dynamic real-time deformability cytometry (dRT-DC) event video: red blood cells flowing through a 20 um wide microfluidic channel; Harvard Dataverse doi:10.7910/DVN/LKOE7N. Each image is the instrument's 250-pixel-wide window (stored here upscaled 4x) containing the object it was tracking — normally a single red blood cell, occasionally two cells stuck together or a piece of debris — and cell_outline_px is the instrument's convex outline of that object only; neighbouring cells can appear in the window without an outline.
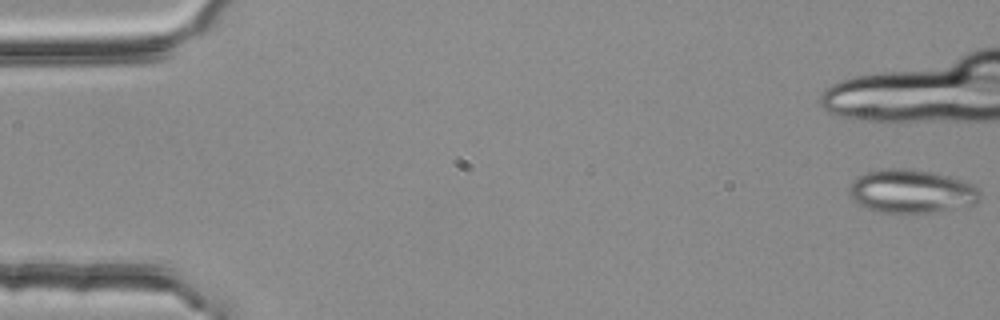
{"species": "common noctule bat (a hibernating species)", "species_latin": "Nyctalus noctula", "temperature_condition": "room temperature", "stored_images_in_passage": 11, "camera_frame_rate_fps": 3000, "um_per_image_px": 0.085, "animal": {"sex": "female", "body_mass_g": 25.1}, "frame": {"image": 1, "passage_image": 1, "time_ms": 0.0, "image_size_px": [1000, 320], "cell_outline_px": [[980, 200], [976, 204], [932, 212], [876, 212], [852, 200], [848, 192], [848, 188], [852, 180], [864, 172], [880, 168], [904, 168], [936, 172], [964, 180], [980, 188]], "centroid_in_image_um": [77.46, 16.23], "position_along_channel_um": 7.5, "area_um2": 33.58}}